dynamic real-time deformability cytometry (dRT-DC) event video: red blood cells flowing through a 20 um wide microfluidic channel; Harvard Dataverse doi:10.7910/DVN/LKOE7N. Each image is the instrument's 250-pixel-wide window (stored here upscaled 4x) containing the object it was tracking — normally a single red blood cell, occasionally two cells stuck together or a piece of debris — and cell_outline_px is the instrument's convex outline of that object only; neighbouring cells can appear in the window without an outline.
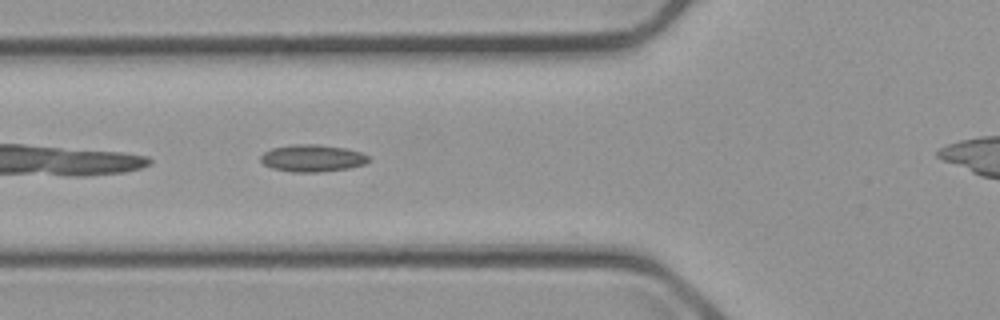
{"species": "common noctule bat (a hibernating species)", "species_latin": "Nyctalus noctula", "temperature_condition": "cold", "stored_images_in_passage": 39, "camera_frame_rate_fps": 3000, "um_per_image_px": 0.085, "animal": {"sex": "male", "body_mass_g": 23.1, "forearm_length_mm": 52.7}, "frame": {"image": 1, "passage_image": 10, "time_ms": 3.0, "image_size_px": [1000, 320], "cell_outline_px": [[372, 160], [364, 164], [348, 168], [320, 172], [292, 172], [272, 168], [264, 164], [260, 160], [260, 156], [264, 152], [272, 148], [292, 144], [316, 144], [344, 148], [360, 152], [368, 156]], "centroid_in_image_um": [26.54, 13.44], "position_along_channel_um": 99.3, "area_um2": 17.05}}
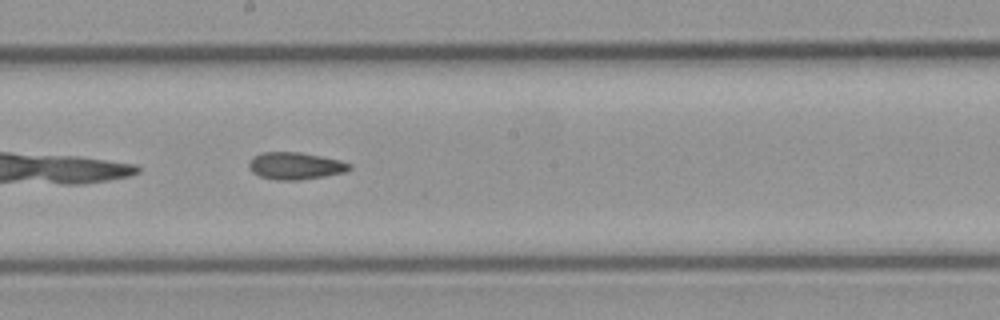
{"frame": {"image": 2, "passage_image": 20, "time_ms": 6.333, "image_size_px": [1000, 320], "cell_outline_px": [[352, 168], [344, 172], [324, 176], [300, 180], [276, 180], [260, 176], [252, 172], [248, 168], [248, 164], [252, 156], [260, 152], [300, 152], [340, 160], [352, 164]], "centroid_in_image_um": [25.07, 14.09], "position_along_channel_um": 223.1, "area_um2": 16.01}}
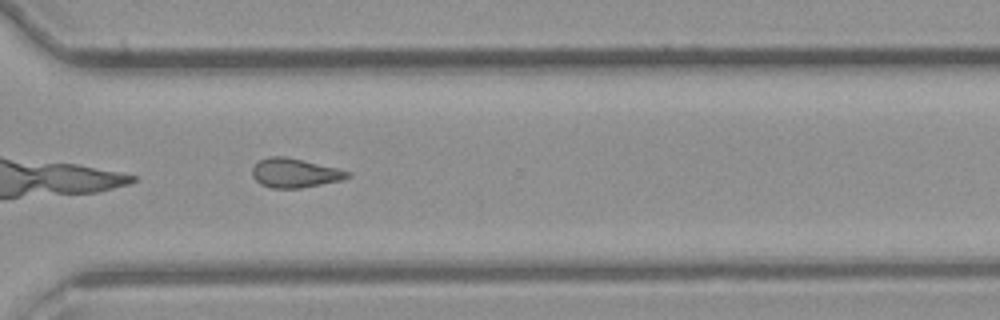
{"frame": {"image": 3, "passage_image": 30, "time_ms": 9.667, "image_size_px": [1000, 320], "cell_outline_px": [[352, 176], [340, 180], [300, 188], [272, 188], [260, 184], [252, 176], [252, 168], [260, 160], [268, 156], [284, 156], [336, 168], [352, 172]], "centroid_in_image_um": [25.04, 14.7], "position_along_channel_um": 345.6, "area_um2": 16.01}, "authors_computed_cell_mechanics": {"area_um2": 16.0684, "velocity_mm_per_s": 3.6899, "shape_relaxation_time_tau1_ms": null, "shape_relaxation_time_tau2_ms": 6.0762, "deformation_change_tau1": null, "deformation_change_tau2": 0.1406}}